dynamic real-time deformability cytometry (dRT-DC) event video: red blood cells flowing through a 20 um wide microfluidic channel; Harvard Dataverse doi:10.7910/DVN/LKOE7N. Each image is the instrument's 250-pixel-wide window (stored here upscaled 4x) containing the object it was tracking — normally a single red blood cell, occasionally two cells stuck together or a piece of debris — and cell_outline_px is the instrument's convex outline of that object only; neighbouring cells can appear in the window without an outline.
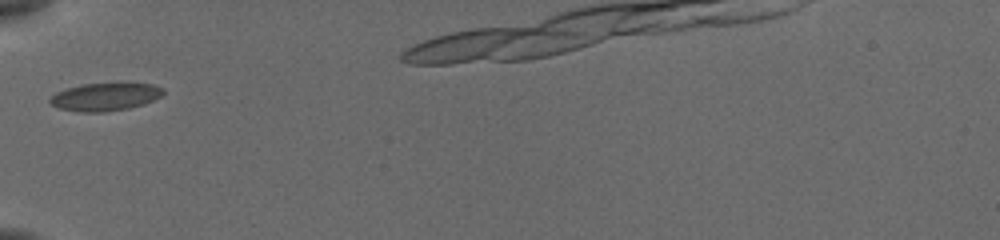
{"species": "common noctule bat (a hibernating species)", "species_latin": "Nyctalus noctula", "temperature_condition": "cold", "stored_images_in_passage": 15, "camera_frame_rate_fps": 3000, "um_per_image_px": 0.085, "animal": {"sex": "female", "body_mass_g": 19.5, "forearm_length_mm": 54.1}, "frame": {"image": 1, "passage_image": 1, "time_ms": 0.0, "image_size_px": [1000, 240], "cell_outline_px": [[164, 92], [160, 96], [144, 104], [128, 108], [104, 112], [80, 112], [60, 108], [52, 104], [48, 100], [56, 92], [80, 84], [120, 80], [152, 84], [164, 88]], "centroid_in_image_um": [8.98, 8.17], "position_along_channel_um": 76.0, "area_um2": 19.07}}